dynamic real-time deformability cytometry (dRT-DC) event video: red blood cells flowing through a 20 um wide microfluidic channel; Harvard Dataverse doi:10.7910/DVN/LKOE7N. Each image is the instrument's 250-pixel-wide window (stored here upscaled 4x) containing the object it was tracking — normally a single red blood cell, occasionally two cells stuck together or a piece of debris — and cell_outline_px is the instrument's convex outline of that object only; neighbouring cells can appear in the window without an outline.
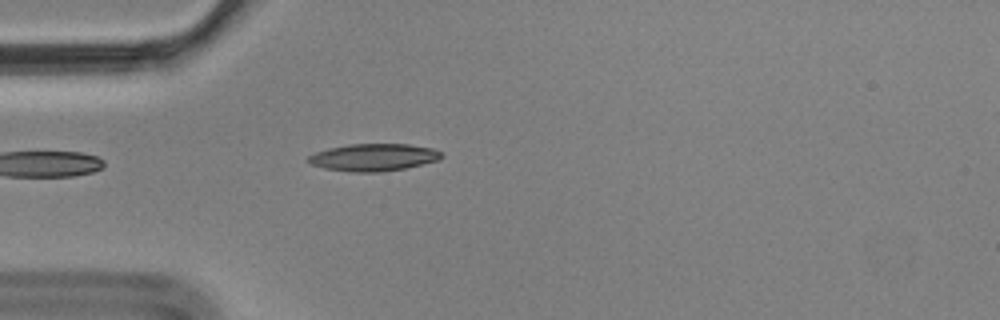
{"species": "Egyptian fruit bat (a non-hibernating species)", "species_latin": "Rousettus aegyptiacus", "temperature_condition": "cold", "stored_images_in_passage": 2, "camera_frame_rate_fps": 3000, "um_per_image_px": 0.085, "animal": {"sex": "male"}, "frame": {"image": 1, "passage_image": 2, "time_ms": 0.333, "image_size_px": [1000, 320], "cell_outline_px": [[444, 156], [440, 160], [404, 168], [380, 172], [352, 172], [324, 168], [312, 164], [304, 160], [308, 156], [316, 152], [328, 148], [348, 144], [408, 144], [432, 148], [444, 152]], "centroid_in_image_um": [31.77, 13.37], "position_along_channel_um": 53.2, "area_um2": 21.33}}